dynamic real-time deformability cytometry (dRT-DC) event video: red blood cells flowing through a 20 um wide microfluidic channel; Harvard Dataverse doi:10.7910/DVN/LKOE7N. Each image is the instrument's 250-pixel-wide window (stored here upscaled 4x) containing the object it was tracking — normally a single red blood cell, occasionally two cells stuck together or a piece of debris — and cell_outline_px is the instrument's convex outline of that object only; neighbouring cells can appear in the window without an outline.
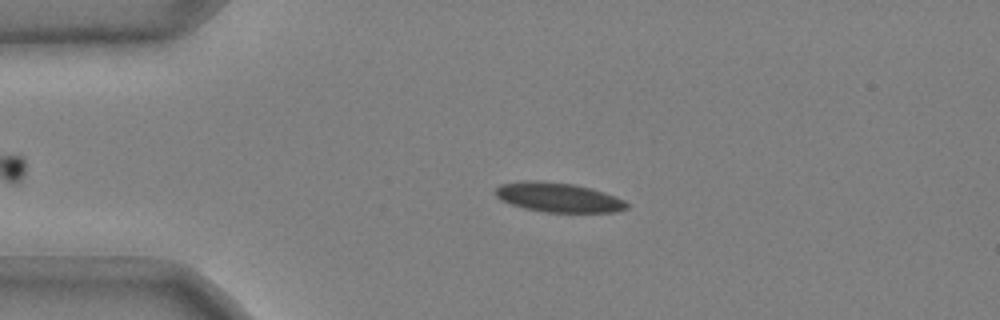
{"species": "common noctule bat (a hibernating species)", "species_latin": "Nyctalus noctula", "temperature_condition": "cold", "stored_images_in_passage": 46, "camera_frame_rate_fps": 3000, "um_per_image_px": 0.085, "animal": {"sex": "male", "body_mass_g": 20.4}, "frame": {"image": 1, "passage_image": 6, "time_ms": 1.667, "image_size_px": [1000, 320], "cell_outline_px": [[628, 208], [616, 212], [544, 212], [524, 208], [500, 200], [496, 196], [496, 188], [500, 184], [524, 180], [536, 180], [572, 184], [604, 192], [624, 200], [628, 204]], "centroid_in_image_um": [47.43, 16.78], "position_along_channel_um": 37.6, "area_um2": 22.43}}
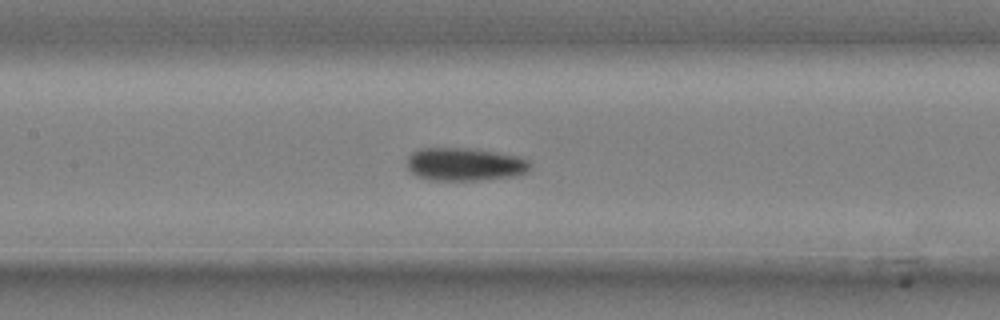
{"frame": {"image": 2, "passage_image": 19, "time_ms": 6.0, "image_size_px": [1000, 320], "cell_outline_px": [[532, 164], [528, 172], [516, 176], [476, 180], [432, 180], [416, 176], [408, 168], [408, 156], [412, 152], [420, 148], [472, 148], [520, 156], [528, 160]], "centroid_in_image_um": [39.54, 13.96], "position_along_channel_um": 167.9, "area_um2": 23.87}}
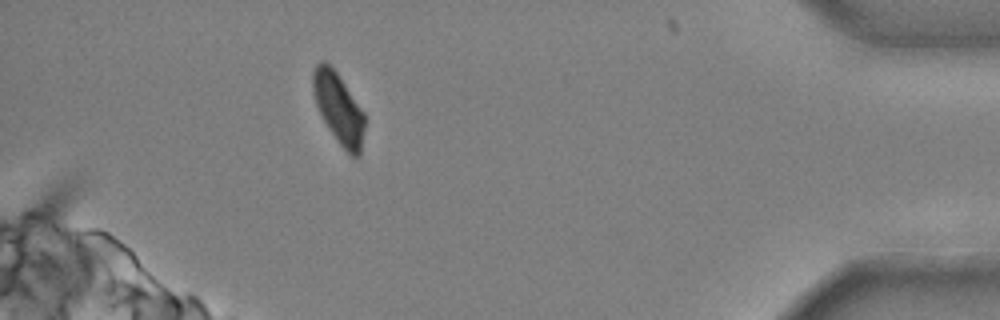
{"frame": {"image": 3, "passage_image": 42, "time_ms": 13.667, "image_size_px": [1000, 320], "cell_outline_px": [[364, 128], [360, 156], [352, 156], [340, 144], [328, 128], [316, 104], [312, 92], [312, 72], [316, 64], [320, 60], [324, 60], [336, 72], [364, 112]], "centroid_in_image_um": [28.76, 9.18], "position_along_channel_um": 406.4, "area_um2": 20.98}, "authors_computed_cell_mechanics": {"area_um2": 23.0044, "velocity_mm_per_s": 3.7043, "shape_relaxation_time_tau1_ms": 4.9145, "shape_relaxation_time_tau2_ms": 3.6324, "deformation_change_tau1": 0.1342, "deformation_change_tau2": 0.055}}